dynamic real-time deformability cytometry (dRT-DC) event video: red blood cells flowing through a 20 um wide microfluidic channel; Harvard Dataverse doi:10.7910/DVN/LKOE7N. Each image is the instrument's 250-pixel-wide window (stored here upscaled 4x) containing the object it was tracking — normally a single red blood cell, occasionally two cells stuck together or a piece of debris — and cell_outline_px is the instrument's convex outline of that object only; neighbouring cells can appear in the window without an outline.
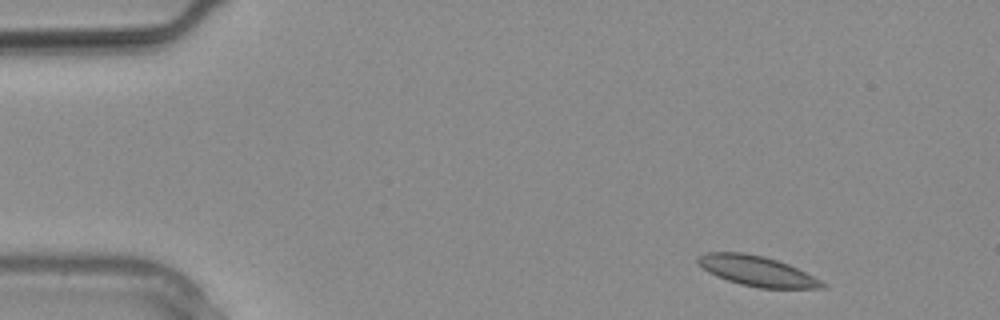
{"species": "common noctule bat (a hibernating species)", "species_latin": "Nyctalus noctula", "temperature_condition": "warm", "stored_images_in_passage": 4, "camera_frame_rate_fps": 3000, "um_per_image_px": 0.085, "animal": {"sex": "male", "body_mass_g": 20.4}, "frame": {"image": 1, "passage_image": 1, "time_ms": 0.0, "image_size_px": [1000, 320], "cell_outline_px": [[828, 288], [760, 288], [740, 284], [716, 276], [708, 272], [696, 260], [696, 256], [704, 252], [744, 252], [764, 256], [788, 264], [828, 284]], "centroid_in_image_um": [64.32, 23.03], "position_along_channel_um": 20.7, "area_um2": 21.79}}